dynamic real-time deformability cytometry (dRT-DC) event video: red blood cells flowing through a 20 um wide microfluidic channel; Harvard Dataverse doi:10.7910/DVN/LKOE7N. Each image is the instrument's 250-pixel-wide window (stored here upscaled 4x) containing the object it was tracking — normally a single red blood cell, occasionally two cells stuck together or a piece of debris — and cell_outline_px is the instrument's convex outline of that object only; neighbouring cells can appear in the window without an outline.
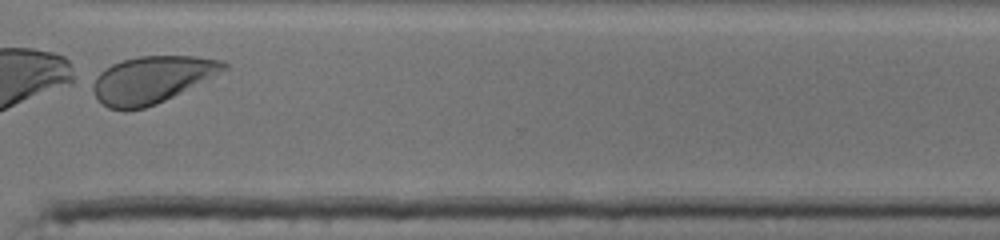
{"species": "human", "species_latin": "Homo sapiens", "temperature_condition": "cold", "stored_images_in_passage": 30, "camera_frame_rate_fps": 3000, "um_per_image_px": 0.085, "donor": {"sex": "male"}, "frame": {"image": 1, "passage_image": 29, "time_ms": 9.333, "image_size_px": [1000, 240], "cell_outline_px": [[228, 68], [156, 104], [144, 108], [124, 112], [108, 108], [100, 104], [92, 92], [88, 84], [104, 68], [112, 64], [124, 60], [140, 56], [196, 56], [224, 60], [228, 64]], "centroid_in_image_um": [12.8, 6.79], "position_along_channel_um": 357.8, "area_um2": 36.01}}